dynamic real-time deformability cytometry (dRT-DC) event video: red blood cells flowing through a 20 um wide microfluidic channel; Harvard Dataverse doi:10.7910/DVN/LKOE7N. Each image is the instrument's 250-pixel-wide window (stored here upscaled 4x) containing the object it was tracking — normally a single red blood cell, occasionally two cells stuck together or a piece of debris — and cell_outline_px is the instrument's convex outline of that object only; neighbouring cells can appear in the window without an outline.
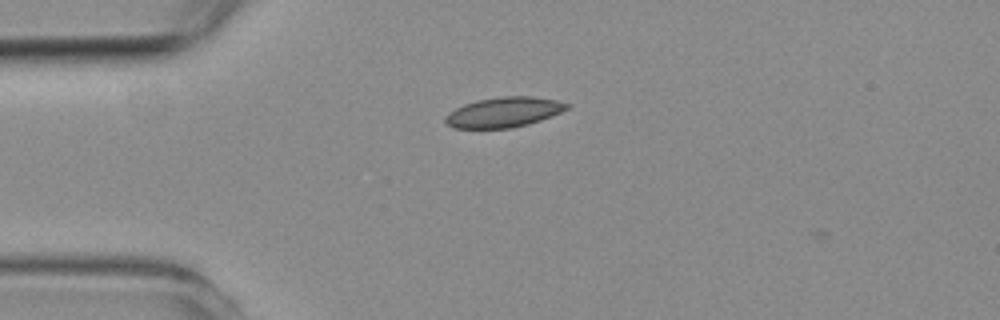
{"species": "common noctule bat (a hibernating species)", "species_latin": "Nyctalus noctula", "temperature_condition": "room temperature", "stored_images_in_passage": 9, "camera_frame_rate_fps": 3000, "um_per_image_px": 0.085, "animal": {"sex": "female", "body_mass_g": 19.3, "forearm_length_mm": 54.1}, "frame": {"image": 1, "passage_image": 4, "time_ms": 20.333, "image_size_px": [1000, 320], "cell_outline_px": [[568, 108], [560, 112], [540, 120], [528, 124], [512, 128], [452, 128], [444, 120], [444, 116], [448, 112], [464, 104], [480, 100], [504, 96], [532, 96], [556, 100], [568, 104]], "centroid_in_image_um": [42.79, 9.54], "position_along_channel_um": 42.2, "area_um2": 21.1}}
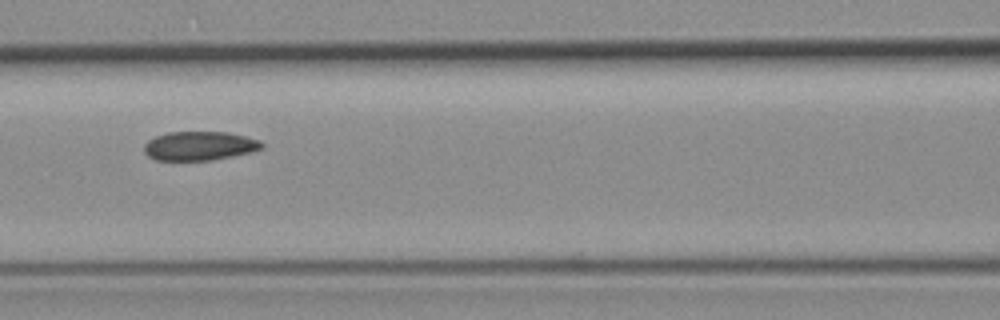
{"frame": {"image": 2, "passage_image": 7, "time_ms": 23.667, "image_size_px": [1000, 320], "cell_outline_px": [[264, 148], [252, 152], [212, 160], [156, 160], [148, 156], [144, 152], [144, 144], [148, 140], [156, 136], [168, 132], [228, 132], [260, 140], [264, 144]], "centroid_in_image_um": [16.97, 12.4], "position_along_channel_um": 149.6, "area_um2": 19.94}}
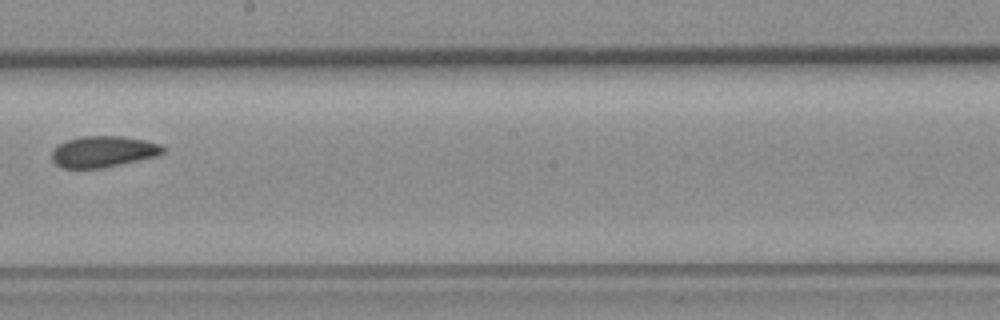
{"frame": {"image": 3, "passage_image": 9, "time_ms": 26.0, "image_size_px": [1000, 320], "cell_outline_px": [[164, 152], [156, 156], [104, 168], [64, 168], [56, 164], [52, 160], [52, 148], [68, 140], [80, 136], [120, 136], [144, 140], [160, 144], [164, 148]], "centroid_in_image_um": [8.75, 12.89], "position_along_channel_um": 239.4, "area_um2": 20.11}}